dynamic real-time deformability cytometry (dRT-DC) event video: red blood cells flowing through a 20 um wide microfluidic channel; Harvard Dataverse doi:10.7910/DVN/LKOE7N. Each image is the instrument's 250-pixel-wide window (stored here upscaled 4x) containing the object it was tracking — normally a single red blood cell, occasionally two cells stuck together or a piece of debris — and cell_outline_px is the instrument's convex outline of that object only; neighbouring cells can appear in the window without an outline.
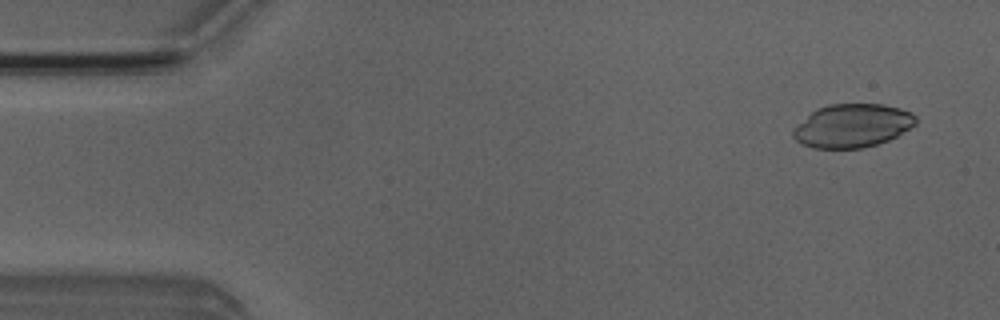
{"species": "Egyptian fruit bat (a non-hibernating species)", "species_latin": "Rousettus aegyptiacus", "temperature_condition": "room temperature", "stored_images_in_passage": 5, "camera_frame_rate_fps": 3000, "um_per_image_px": 0.085, "animal": {"sex": "male"}, "frame": {"image": 1, "passage_image": 1, "time_ms": 0.0, "image_size_px": [1000, 320], "cell_outline_px": [[916, 124], [896, 136], [888, 140], [876, 144], [860, 148], [812, 148], [796, 140], [792, 136], [792, 128], [816, 108], [828, 104], [884, 104], [900, 108], [912, 112], [916, 116]], "centroid_in_image_um": [72.43, 10.67], "position_along_channel_um": 12.6, "area_um2": 31.1}}